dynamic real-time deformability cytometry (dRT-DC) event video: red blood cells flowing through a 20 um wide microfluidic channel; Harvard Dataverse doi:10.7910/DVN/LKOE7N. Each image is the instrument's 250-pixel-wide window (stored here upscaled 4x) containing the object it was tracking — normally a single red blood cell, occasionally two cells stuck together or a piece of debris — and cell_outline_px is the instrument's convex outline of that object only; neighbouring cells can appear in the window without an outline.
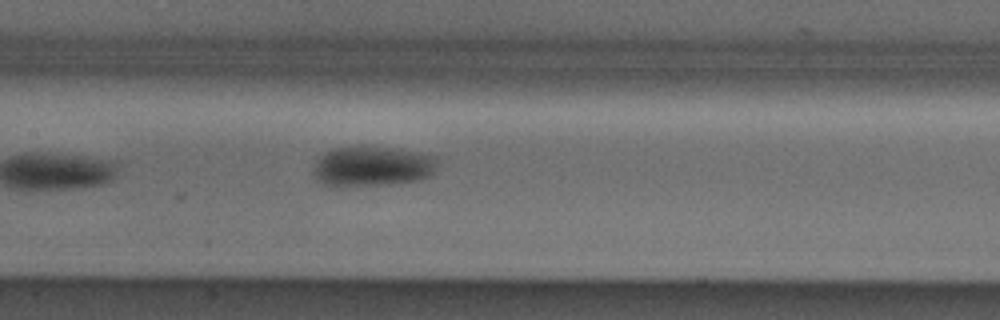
{"species": "Egyptian fruit bat (a non-hibernating species)", "species_latin": "Rousettus aegyptiacus", "temperature_condition": "cold", "stored_images_in_passage": 7, "camera_frame_rate_fps": 3000, "um_per_image_px": 0.085, "animal": {"sex": "male"}, "frame": {"image": 1, "passage_image": 7, "time_ms": 2.0, "image_size_px": [1000, 320], "cell_outline_px": [[436, 172], [432, 176], [420, 180], [392, 184], [340, 188], [336, 188], [324, 184], [316, 180], [312, 172], [312, 164], [324, 152], [332, 148], [396, 148], [436, 156]], "centroid_in_image_um": [31.6, 14.19], "position_along_channel_um": 175.8, "area_um2": 29.59}}